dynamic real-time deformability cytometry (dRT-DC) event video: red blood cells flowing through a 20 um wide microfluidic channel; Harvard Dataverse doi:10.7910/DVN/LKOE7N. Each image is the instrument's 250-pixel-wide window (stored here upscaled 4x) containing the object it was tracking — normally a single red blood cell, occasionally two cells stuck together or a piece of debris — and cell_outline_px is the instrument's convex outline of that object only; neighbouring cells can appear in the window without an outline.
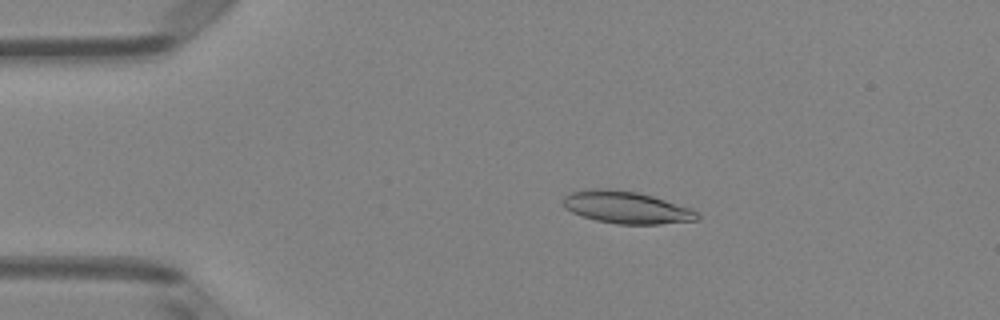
{"species": "Egyptian fruit bat (a non-hibernating species)", "species_latin": "Rousettus aegyptiacus", "temperature_condition": "room temperature", "stored_images_in_passage": 46, "camera_frame_rate_fps": 3000, "um_per_image_px": 0.085, "animal": {"sex": "female"}, "frame": {"image": 1, "passage_image": 6, "time_ms": 1.667, "image_size_px": [1000, 320], "cell_outline_px": [[700, 220], [660, 224], [616, 224], [596, 220], [580, 216], [564, 208], [560, 200], [568, 192], [584, 188], [612, 188], [636, 192], [652, 196], [692, 208], [700, 216]], "centroid_in_image_um": [53.18, 17.61], "position_along_channel_um": 31.8, "area_um2": 25.72}}
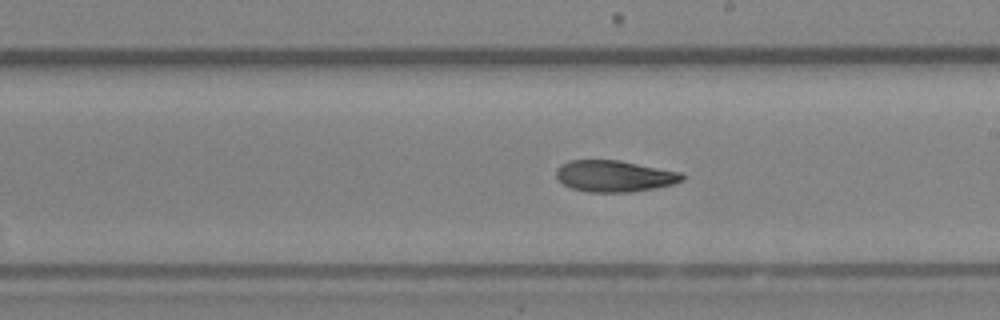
{"frame": {"image": 2, "passage_image": 25, "time_ms": 8.0, "image_size_px": [1000, 320], "cell_outline_px": [[684, 180], [672, 184], [632, 192], [588, 192], [572, 188], [556, 180], [556, 168], [560, 164], [568, 160], [620, 160], [684, 172]], "centroid_in_image_um": [52.21, 14.95], "position_along_channel_um": 236.8, "area_um2": 23.35}}
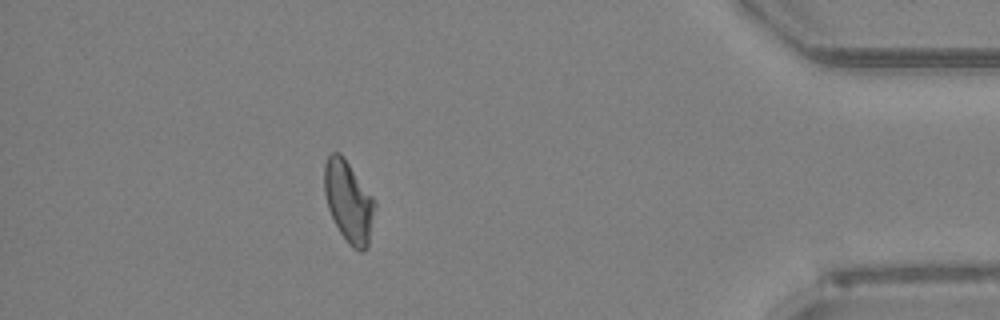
{"frame": {"image": 3, "passage_image": 41, "time_ms": 13.333, "image_size_px": [1000, 320], "cell_outline_px": [[376, 204], [368, 248], [364, 252], [360, 252], [352, 248], [348, 244], [340, 232], [328, 208], [324, 192], [324, 164], [328, 156], [332, 152], [340, 152], [344, 156], [376, 200]], "centroid_in_image_um": [29.65, 17.13], "position_along_channel_um": 405.5, "area_um2": 24.28}, "authors_computed_cell_mechanics": {"area_um2": 23.6691, "velocity_mm_per_s": 4.0306, "shape_relaxation_time_tau1_ms": null, "shape_relaxation_time_tau2_ms": 10.6628, "deformation_change_tau1": null, "deformation_change_tau2": 0.1706}}